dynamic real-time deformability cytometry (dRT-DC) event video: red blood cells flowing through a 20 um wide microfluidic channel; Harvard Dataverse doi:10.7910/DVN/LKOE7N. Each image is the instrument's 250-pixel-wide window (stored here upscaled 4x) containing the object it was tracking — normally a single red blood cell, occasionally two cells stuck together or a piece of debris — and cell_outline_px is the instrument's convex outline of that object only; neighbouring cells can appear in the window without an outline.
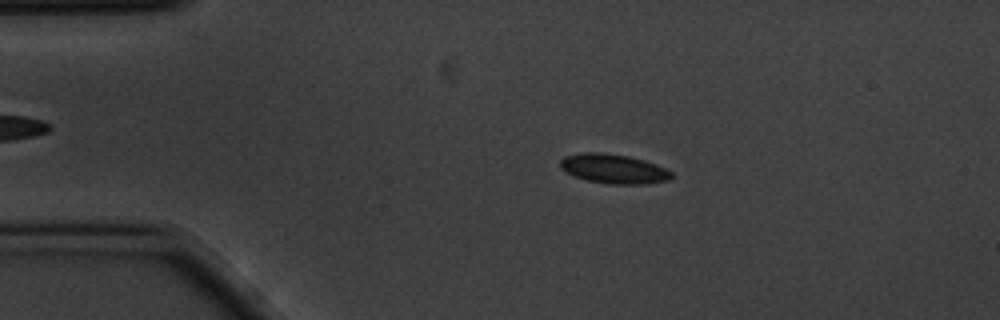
{"species": "common noctule bat (a hibernating species)", "species_latin": "Nyctalus noctula", "temperature_condition": "cold", "stored_images_in_passage": 56, "camera_frame_rate_fps": 3000, "um_per_image_px": 0.085, "animal": {"sex": "male", "body_mass_g": 20.1, "forearm_length_mm": 53.5}, "frame": {"image": 1, "passage_image": 10, "time_ms": 3.0, "image_size_px": [1000, 320], "cell_outline_px": [[672, 176], [668, 180], [644, 184], [612, 184], [588, 180], [576, 176], [560, 168], [560, 160], [564, 156], [584, 152], [604, 152], [628, 156], [644, 160], [656, 164], [672, 172]], "centroid_in_image_um": [52.16, 14.33], "position_along_channel_um": 32.8, "area_um2": 18.9}}
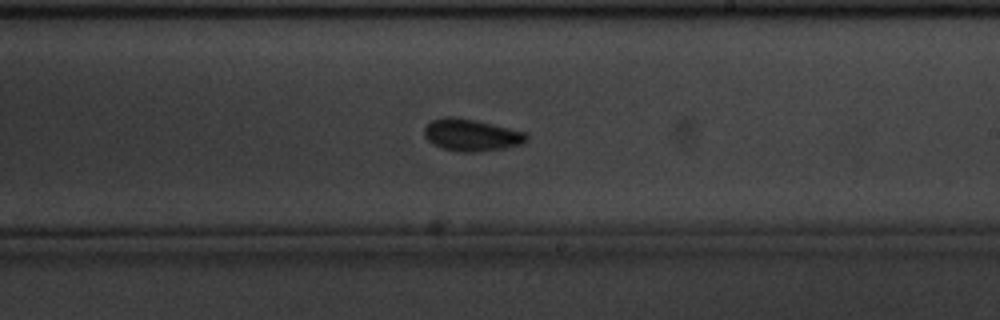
{"frame": {"image": 2, "passage_image": 32, "time_ms": 10.333, "image_size_px": [1000, 320], "cell_outline_px": [[528, 140], [520, 144], [500, 148], [472, 152], [456, 152], [432, 144], [424, 136], [424, 128], [432, 120], [444, 116], [452, 116], [476, 120], [528, 132]], "centroid_in_image_um": [40.06, 11.46], "position_along_channel_um": 248.9, "area_um2": 19.07}}
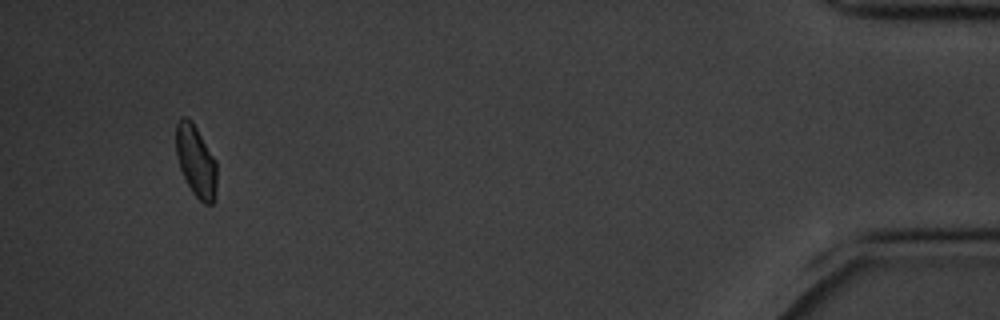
{"frame": {"image": 3, "passage_image": 53, "time_ms": 17.333, "image_size_px": [1000, 320], "cell_outline_px": [[216, 184], [212, 204], [204, 204], [192, 192], [180, 168], [176, 156], [176, 124], [180, 116], [184, 116], [196, 128], [216, 160]], "centroid_in_image_um": [16.64, 13.69], "position_along_channel_um": 418.6, "area_um2": 16.65}, "authors_computed_cell_mechanics": {"area_um2": 18.0914, "velocity_mm_per_s": 3.4823, "shape_relaxation_time_tau1_ms": 2.7004, "shape_relaxation_time_tau2_ms": 1.6759, "deformation_change_tau1": 0.0698, "deformation_change_tau2": 0.0487}}